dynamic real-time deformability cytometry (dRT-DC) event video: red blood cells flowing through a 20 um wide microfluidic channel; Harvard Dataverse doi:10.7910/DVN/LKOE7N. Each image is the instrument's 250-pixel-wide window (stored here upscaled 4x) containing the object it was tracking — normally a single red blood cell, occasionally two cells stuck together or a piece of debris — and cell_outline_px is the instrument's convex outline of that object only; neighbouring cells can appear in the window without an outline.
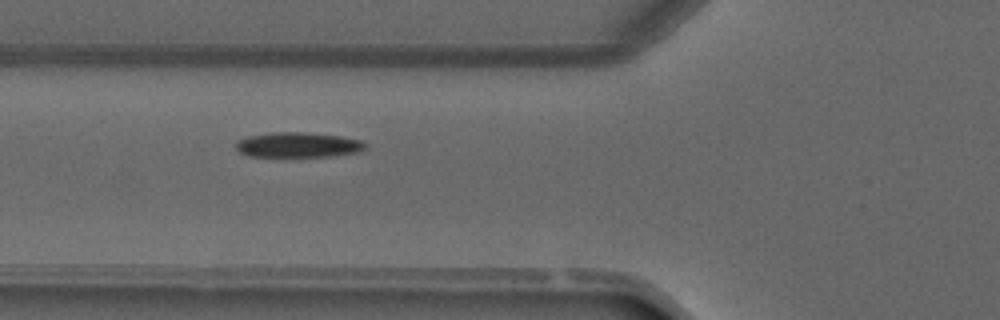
{"species": "common noctule bat (a hibernating species)", "species_latin": "Nyctalus noctula", "temperature_condition": "warm", "stored_images_in_passage": 5, "camera_frame_rate_fps": 3000, "um_per_image_px": 0.085, "animal": {"sex": "male", "forearm_length_mm": 52.5}, "frame": {"image": 1, "passage_image": 5, "time_ms": 5.667, "image_size_px": [1000, 320], "cell_outline_px": [[368, 148], [360, 152], [332, 156], [280, 160], [248, 156], [240, 152], [236, 148], [236, 140], [248, 136], [272, 132], [308, 132], [340, 136], [364, 140], [368, 144]], "centroid_in_image_um": [25.34, 12.37], "position_along_channel_um": 100.5, "area_um2": 20.4}}